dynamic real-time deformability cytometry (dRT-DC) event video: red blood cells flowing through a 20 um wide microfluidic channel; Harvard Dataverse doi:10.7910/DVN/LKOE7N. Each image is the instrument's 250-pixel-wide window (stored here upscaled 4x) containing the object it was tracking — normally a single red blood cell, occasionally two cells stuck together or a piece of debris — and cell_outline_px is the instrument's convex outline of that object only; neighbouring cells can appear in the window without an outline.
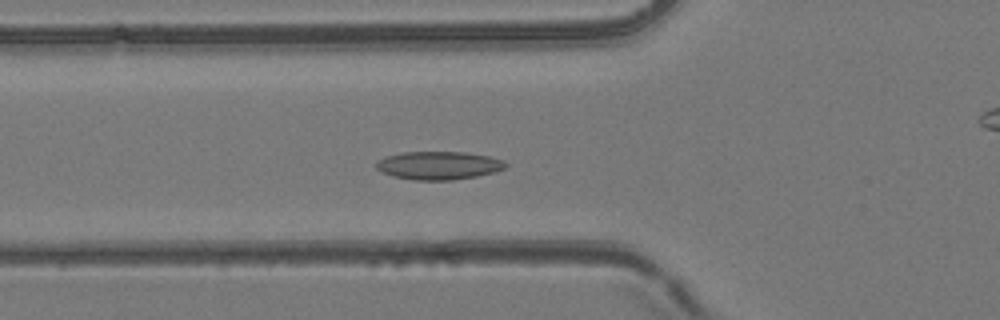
{"species": "common noctule bat (a hibernating species)", "species_latin": "Nyctalus noctula", "temperature_condition": "room temperature", "stored_images_in_passage": 36, "camera_frame_rate_fps": 3000, "um_per_image_px": 0.085, "animal": {"sex": "female", "body_mass_g": 24.6, "forearm_length_mm": 56.2}, "frame": {"image": 1, "passage_image": 11, "time_ms": 3.333, "image_size_px": [1000, 320], "cell_outline_px": [[508, 164], [504, 168], [496, 172], [476, 176], [452, 180], [416, 180], [392, 176], [376, 168], [376, 160], [400, 152], [464, 152], [488, 156], [504, 160]], "centroid_in_image_um": [37.3, 14.06], "position_along_channel_um": 88.5, "area_um2": 21.21}}
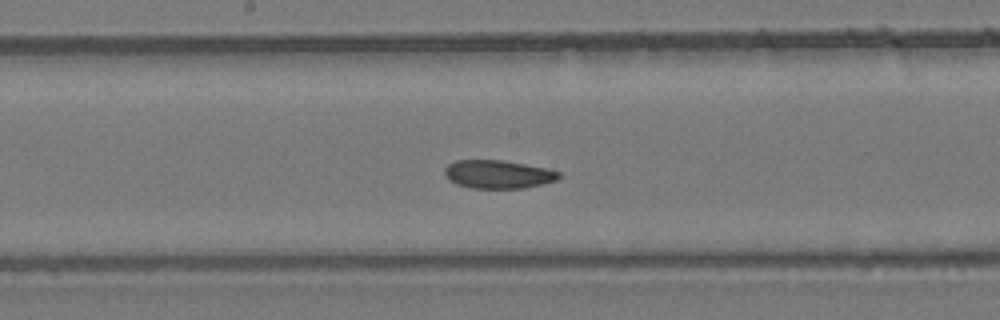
{"frame": {"image": 2, "passage_image": 20, "time_ms": 6.333, "image_size_px": [1000, 320], "cell_outline_px": [[560, 176], [556, 180], [524, 188], [472, 188], [456, 184], [448, 180], [444, 176], [444, 168], [448, 164], [456, 160], [500, 160], [524, 164], [544, 168], [560, 172]], "centroid_in_image_um": [42.26, 14.81], "position_along_channel_um": 205.9, "area_um2": 18.73}}
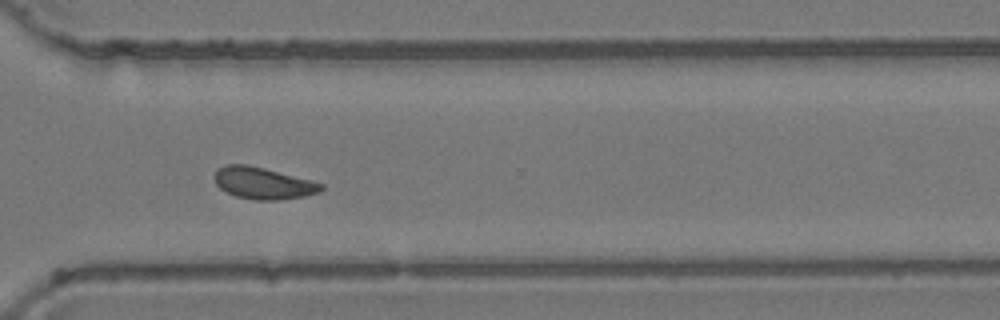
{"frame": {"image": 3, "passage_image": 31, "time_ms": 10.0, "image_size_px": [1000, 320], "cell_outline_px": [[324, 188], [320, 192], [304, 196], [280, 200], [256, 200], [236, 196], [220, 188], [216, 184], [212, 176], [216, 168], [224, 164], [248, 164], [312, 180], [324, 184]], "centroid_in_image_um": [22.34, 15.55], "position_along_channel_um": 348.3, "area_um2": 20.0}, "authors_computed_cell_mechanics": {"area_um2": 19.5075, "velocity_mm_per_s": 3.8944, "shape_relaxation_time_tau1_ms": null, "shape_relaxation_time_tau2_ms": 3.0431, "deformation_change_tau1": null, "deformation_change_tau2": 0.0827}}